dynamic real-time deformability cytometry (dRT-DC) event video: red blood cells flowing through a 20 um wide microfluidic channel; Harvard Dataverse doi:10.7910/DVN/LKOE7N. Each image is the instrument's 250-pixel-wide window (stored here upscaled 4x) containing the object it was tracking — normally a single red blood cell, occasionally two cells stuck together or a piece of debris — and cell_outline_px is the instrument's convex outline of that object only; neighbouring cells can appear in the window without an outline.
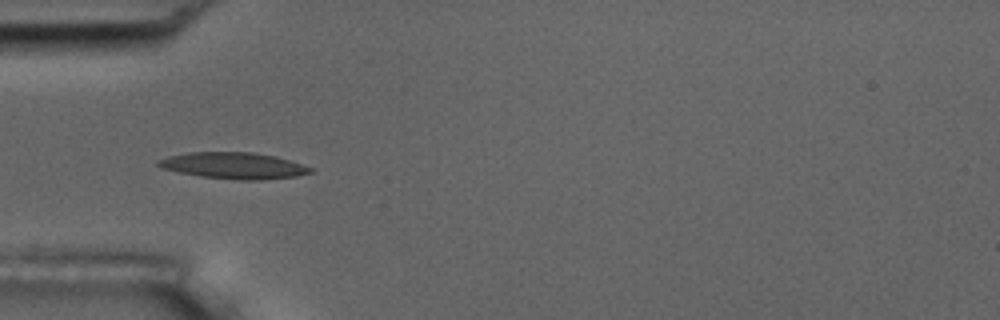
{"species": "common noctule bat (a hibernating species)", "species_latin": "Nyctalus noctula", "temperature_condition": "room temperature", "stored_images_in_passage": 8, "camera_frame_rate_fps": 3000, "um_per_image_px": 0.085, "animal": {"sex": "male", "body_mass_g": 17.5, "forearm_length_mm": 52.3}, "frame": {"image": 1, "passage_image": 3, "time_ms": 2.0, "image_size_px": [1000, 320], "cell_outline_px": [[312, 172], [296, 176], [260, 180], [240, 180], [204, 176], [180, 172], [164, 168], [156, 164], [156, 160], [168, 156], [188, 152], [252, 152], [276, 156], [312, 168]], "centroid_in_image_um": [19.85, 14.06], "position_along_channel_um": 65.1, "area_um2": 23.06}}
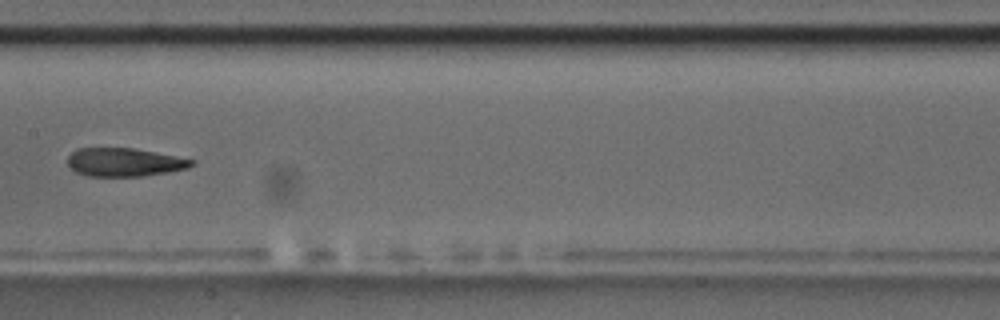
{"frame": {"image": 2, "passage_image": 6, "time_ms": 5.667, "image_size_px": [1000, 320], "cell_outline_px": [[196, 164], [188, 168], [168, 172], [140, 176], [88, 176], [76, 172], [68, 168], [68, 156], [76, 148], [132, 148], [176, 156], [196, 160]], "centroid_in_image_um": [10.56, 13.79], "position_along_channel_um": 196.8, "area_um2": 20.58}}
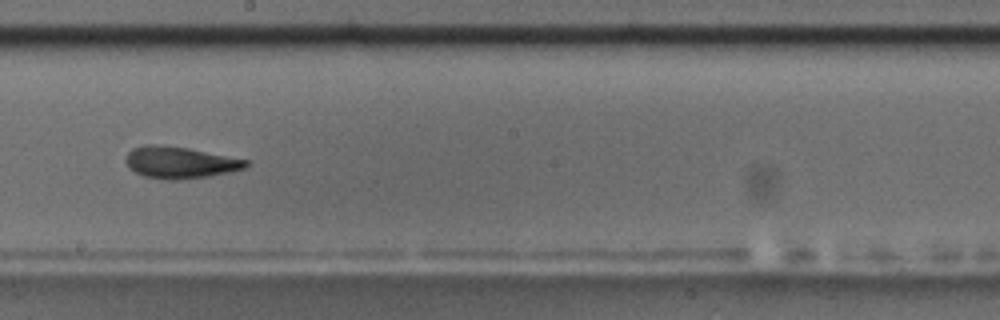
{"frame": {"image": 3, "passage_image": 7, "time_ms": 6.667, "image_size_px": [1000, 320], "cell_outline_px": [[248, 164], [244, 168], [228, 172], [208, 176], [176, 180], [172, 180], [144, 176], [128, 168], [124, 160], [128, 152], [132, 148], [144, 144], [156, 144], [188, 148], [248, 160]], "centroid_in_image_um": [15.23, 13.8], "position_along_channel_um": 233.0, "area_um2": 22.08}}